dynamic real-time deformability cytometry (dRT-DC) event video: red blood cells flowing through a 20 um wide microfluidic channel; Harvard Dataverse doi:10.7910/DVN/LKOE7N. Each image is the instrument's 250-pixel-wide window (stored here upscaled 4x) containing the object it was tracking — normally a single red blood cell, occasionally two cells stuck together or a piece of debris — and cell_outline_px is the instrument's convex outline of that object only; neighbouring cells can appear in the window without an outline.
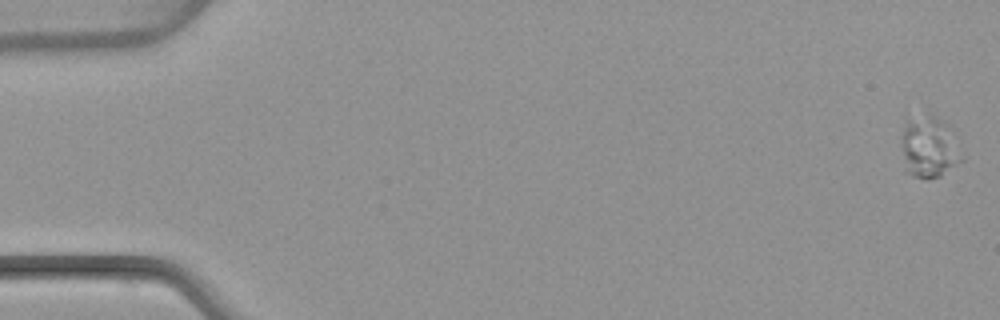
{"species": "common noctule bat (a hibernating species)", "species_latin": "Nyctalus noctula", "temperature_condition": "warm", "stored_images_in_passage": 52, "camera_frame_rate_fps": 3000, "um_per_image_px": 0.085, "animal": {"sex": "female", "body_mass_g": 22.7, "forearm_length_mm": 54.2}, "frame": {"image": 1, "passage_image": 1, "time_ms": 0.0, "image_size_px": [1000, 320], "cell_outline_px": [[964, 160], [940, 176], [928, 180], [924, 180], [912, 176], [904, 172], [900, 144], [900, 140], [904, 120], [928, 116], [932, 116], [948, 124], [964, 156]], "centroid_in_image_um": [78.93, 12.58], "position_along_channel_um": 6.1, "area_um2": 22.2}}
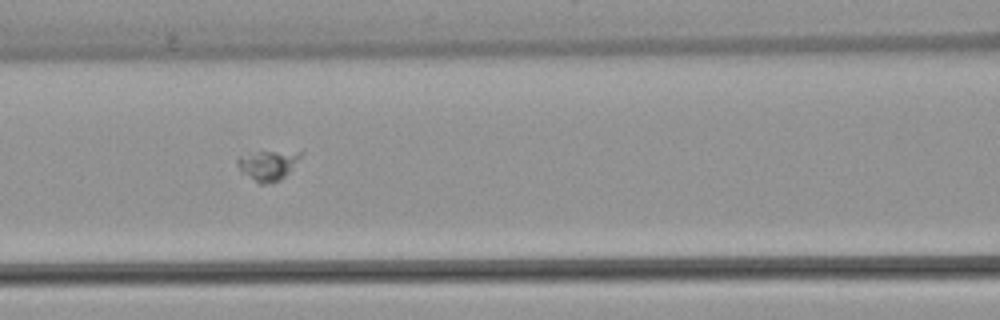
{"frame": {"image": 2, "passage_image": 23, "time_ms": 7.333, "image_size_px": [1000, 320], "cell_outline_px": [[304, 152], [288, 172], [280, 180], [264, 184], [260, 184], [244, 172], [236, 164], [236, 160], [240, 156], [248, 152]], "centroid_in_image_um": [22.74, 14.03], "position_along_channel_um": 143.9, "area_um2": 10.58}}
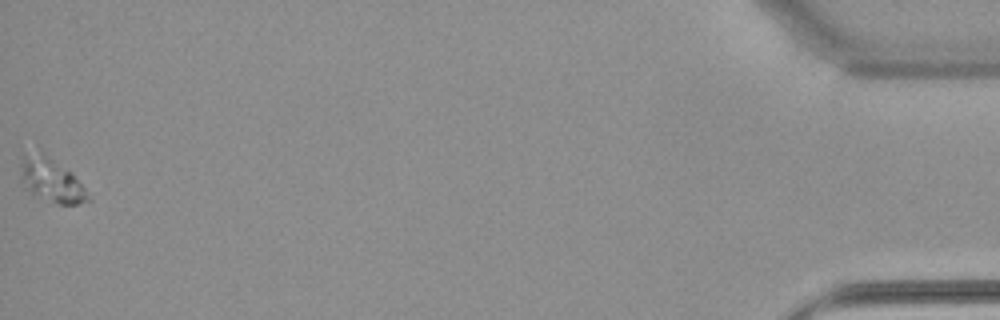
{"frame": {"image": 3, "passage_image": 52, "time_ms": 17.0, "image_size_px": [1000, 320], "cell_outline_px": [[92, 200], [76, 204], [60, 204], [32, 192], [20, 184], [20, 156], [44, 156], [72, 172], [84, 188]], "centroid_in_image_um": [4.36, 15.37], "position_along_channel_um": 430.8, "area_um2": 16.24}}